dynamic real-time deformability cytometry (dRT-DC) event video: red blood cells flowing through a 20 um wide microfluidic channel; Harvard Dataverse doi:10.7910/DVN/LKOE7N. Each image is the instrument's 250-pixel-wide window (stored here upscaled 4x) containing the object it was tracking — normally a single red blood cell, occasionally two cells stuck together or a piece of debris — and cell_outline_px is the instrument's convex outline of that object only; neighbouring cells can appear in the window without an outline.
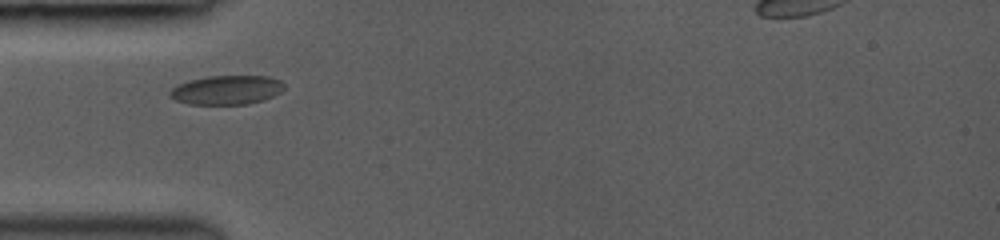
{"species": "common noctule bat (a hibernating species)", "species_latin": "Nyctalus noctula", "temperature_condition": "room temperature", "stored_images_in_passage": 32, "camera_frame_rate_fps": 3000, "um_per_image_px": 0.085, "animal": {"sex": "female", "body_mass_g": 19.0, "forearm_length_mm": 53.3}, "frame": {"image": 1, "passage_image": 1, "time_ms": 0.0, "image_size_px": [1000, 240], "cell_outline_px": [[284, 88], [280, 92], [264, 100], [248, 104], [188, 104], [176, 100], [168, 96], [168, 92], [172, 88], [188, 80], [208, 76], [268, 76], [280, 80], [284, 84]], "centroid_in_image_um": [19.25, 7.64], "position_along_channel_um": 65.7, "area_um2": 19.42}}
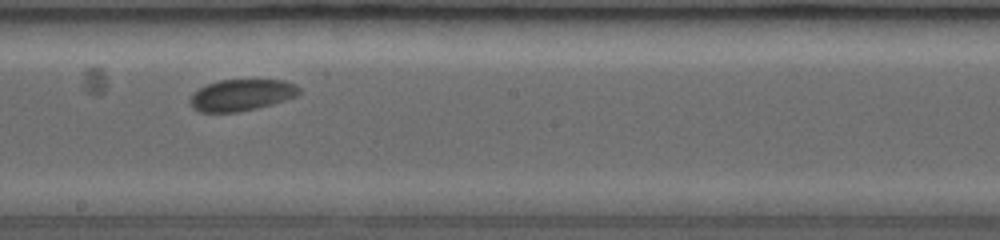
{"frame": {"image": 2, "passage_image": 16, "time_ms": 4.0, "image_size_px": [1000, 240], "cell_outline_px": [[300, 92], [296, 96], [272, 104], [256, 108], [236, 112], [200, 112], [192, 108], [188, 104], [188, 100], [192, 92], [208, 84], [220, 80], [284, 80], [296, 84], [300, 88]], "centroid_in_image_um": [20.49, 8.08], "position_along_channel_um": 227.7, "area_um2": 20.11}}
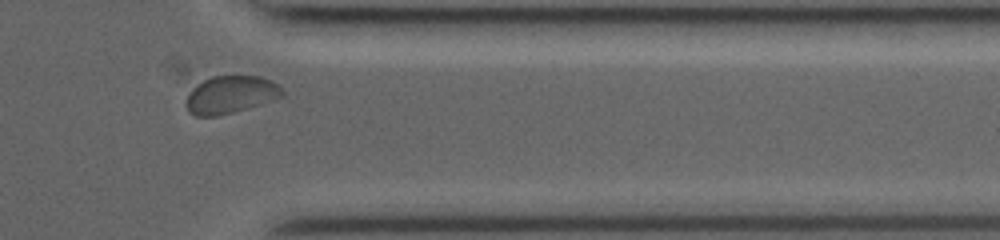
{"frame": {"image": 3, "passage_image": 28, "time_ms": 8.0, "image_size_px": [1000, 240], "cell_outline_px": [[284, 96], [248, 108], [216, 116], [196, 116], [188, 112], [184, 104], [192, 88], [204, 80], [212, 76], [260, 76], [272, 80], [284, 92]], "centroid_in_image_um": [19.59, 8.05], "position_along_channel_um": 391.8, "area_um2": 20.98}, "authors_computed_cell_mechanics": {"area_um2": 20.3456, "velocity_mm_per_s": 4.0812, "shape_relaxation_time_tau1_ms": 4.0213, "shape_relaxation_time_tau2_ms": null, "deformation_change_tau1": 0.0564, "deformation_change_tau2": null}}